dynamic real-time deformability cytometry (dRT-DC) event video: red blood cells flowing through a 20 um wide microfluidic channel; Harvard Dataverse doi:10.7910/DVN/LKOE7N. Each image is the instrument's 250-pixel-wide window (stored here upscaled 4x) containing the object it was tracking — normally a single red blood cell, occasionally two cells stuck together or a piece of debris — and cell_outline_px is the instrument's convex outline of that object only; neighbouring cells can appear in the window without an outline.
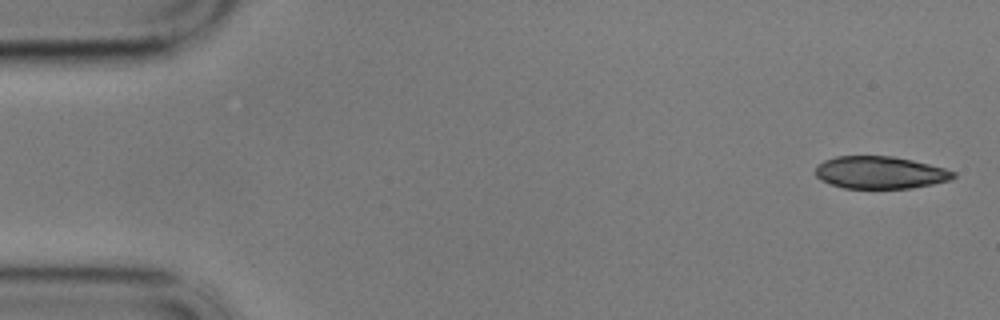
{"species": "common noctule bat (a hibernating species)", "species_latin": "Nyctalus noctula", "temperature_condition": "cold", "stored_images_in_passage": 56, "camera_frame_rate_fps": 3000, "um_per_image_px": 0.085, "animal": {"sex": "male", "body_mass_g": 17.9}, "frame": {"image": 1, "passage_image": 1, "time_ms": 0.0, "image_size_px": [1000, 320], "cell_outline_px": [[956, 176], [952, 180], [912, 188], [844, 188], [820, 180], [816, 176], [816, 164], [824, 160], [836, 156], [892, 156], [912, 160], [944, 168], [956, 172]], "centroid_in_image_um": [74.81, 14.66], "position_along_channel_um": 10.2, "area_um2": 26.07}}
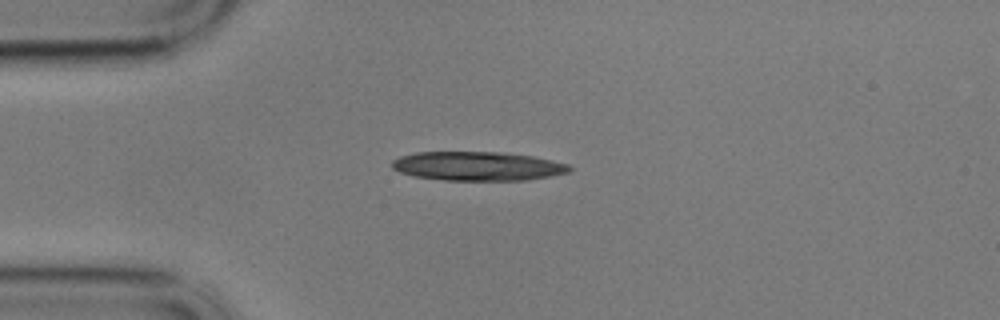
{"frame": {"image": 2, "passage_image": 13, "time_ms": 4.0, "image_size_px": [1000, 320], "cell_outline_px": [[572, 168], [568, 172], [552, 176], [528, 180], [444, 180], [412, 176], [400, 172], [392, 168], [392, 160], [400, 156], [416, 152], [500, 152], [532, 156], [552, 160], [568, 164]], "centroid_in_image_um": [40.59, 14.12], "position_along_channel_um": 44.4, "area_um2": 30.06}}